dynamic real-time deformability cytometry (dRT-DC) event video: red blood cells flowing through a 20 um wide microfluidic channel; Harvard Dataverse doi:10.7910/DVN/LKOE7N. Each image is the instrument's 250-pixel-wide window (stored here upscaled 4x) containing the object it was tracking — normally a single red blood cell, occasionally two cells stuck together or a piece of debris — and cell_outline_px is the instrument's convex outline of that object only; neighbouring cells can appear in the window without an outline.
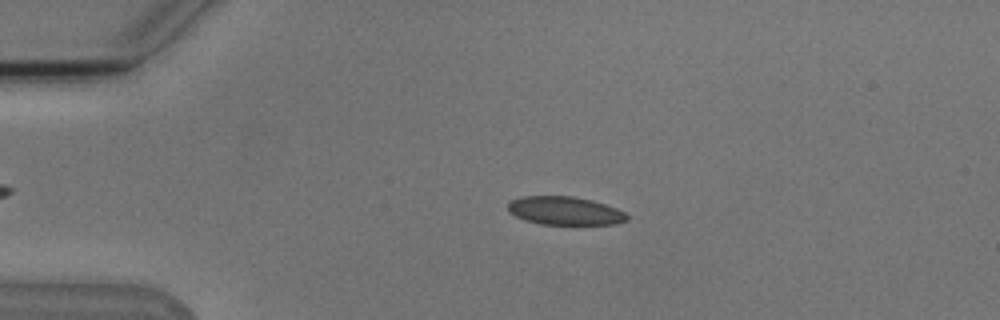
{"species": "Egyptian fruit bat (a non-hibernating species)", "species_latin": "Rousettus aegyptiacus", "temperature_condition": "cold", "stored_images_in_passage": 5, "camera_frame_rate_fps": 3000, "um_per_image_px": 0.085, "animal": {"sex": "male"}, "frame": {"image": 1, "passage_image": 4, "time_ms": 3.333, "image_size_px": [1000, 320], "cell_outline_px": [[628, 220], [616, 224], [572, 228], [540, 224], [524, 220], [508, 212], [508, 204], [512, 200], [524, 196], [572, 196], [592, 200], [616, 208], [624, 212], [628, 216]], "centroid_in_image_um": [48.06, 17.98], "position_along_channel_um": 36.9, "area_um2": 20.69}}